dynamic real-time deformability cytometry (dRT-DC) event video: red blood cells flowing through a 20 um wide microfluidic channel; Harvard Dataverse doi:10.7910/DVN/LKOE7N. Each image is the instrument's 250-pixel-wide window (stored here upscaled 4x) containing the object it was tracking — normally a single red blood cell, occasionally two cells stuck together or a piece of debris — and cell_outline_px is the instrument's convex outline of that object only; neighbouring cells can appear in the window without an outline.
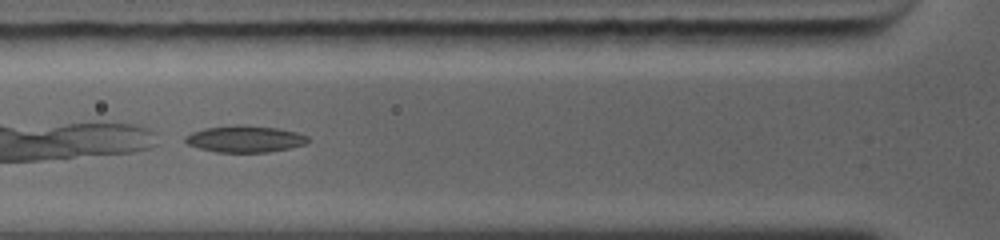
{"species": "common noctule bat (a hibernating species)", "species_latin": "Nyctalus noctula", "temperature_condition": "warm", "stored_images_in_passage": 5, "camera_frame_rate_fps": 5000, "um_per_image_px": 0.085, "animal": {"sex": "female", "body_mass_g": 19.0, "forearm_length_mm": 56.7}, "frame": {"image": 1, "passage_image": 4, "time_ms": 1.4, "image_size_px": [1000, 240], "cell_outline_px": [[308, 140], [304, 144], [288, 148], [268, 152], [216, 152], [200, 148], [188, 144], [184, 140], [192, 132], [208, 128], [276, 128], [296, 132], [308, 136]], "centroid_in_image_um": [20.85, 11.87], "position_along_channel_um": 104.9, "area_um2": 17.69}}